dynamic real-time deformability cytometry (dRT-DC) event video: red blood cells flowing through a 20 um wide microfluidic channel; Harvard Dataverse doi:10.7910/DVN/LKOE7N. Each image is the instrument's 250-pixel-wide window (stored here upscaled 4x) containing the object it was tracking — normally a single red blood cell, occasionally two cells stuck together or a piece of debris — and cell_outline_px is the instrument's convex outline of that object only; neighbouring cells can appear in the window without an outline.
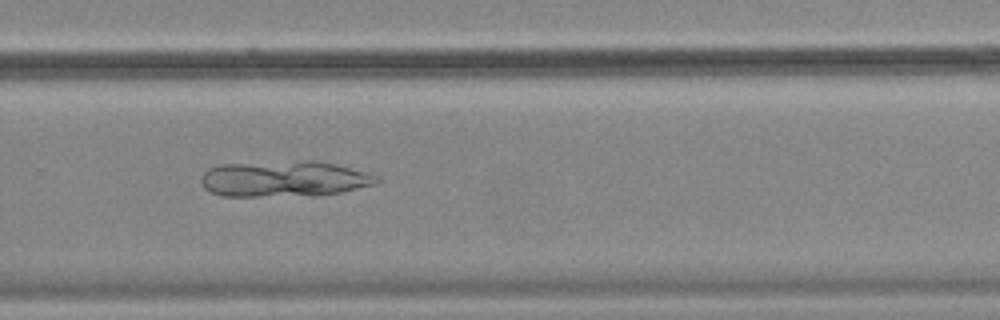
{"species": "common noctule bat (a hibernating species)", "species_latin": "Nyctalus noctula", "temperature_condition": "cold", "stored_images_in_passage": 42, "camera_frame_rate_fps": 3000, "um_per_image_px": 0.085, "animal": {"sex": "female", "body_mass_g": 18.4}, "frame": {"image": 1, "passage_image": 24, "time_ms": 7.667, "image_size_px": [1000, 320], "cell_outline_px": [[380, 180], [376, 184], [340, 192], [312, 196], [224, 196], [212, 192], [204, 188], [200, 180], [200, 176], [208, 168], [220, 164], [312, 160], [316, 160], [336, 164], [368, 172], [380, 176]], "centroid_in_image_um": [24.17, 15.2], "position_along_channel_um": 305.6, "area_um2": 37.17}}